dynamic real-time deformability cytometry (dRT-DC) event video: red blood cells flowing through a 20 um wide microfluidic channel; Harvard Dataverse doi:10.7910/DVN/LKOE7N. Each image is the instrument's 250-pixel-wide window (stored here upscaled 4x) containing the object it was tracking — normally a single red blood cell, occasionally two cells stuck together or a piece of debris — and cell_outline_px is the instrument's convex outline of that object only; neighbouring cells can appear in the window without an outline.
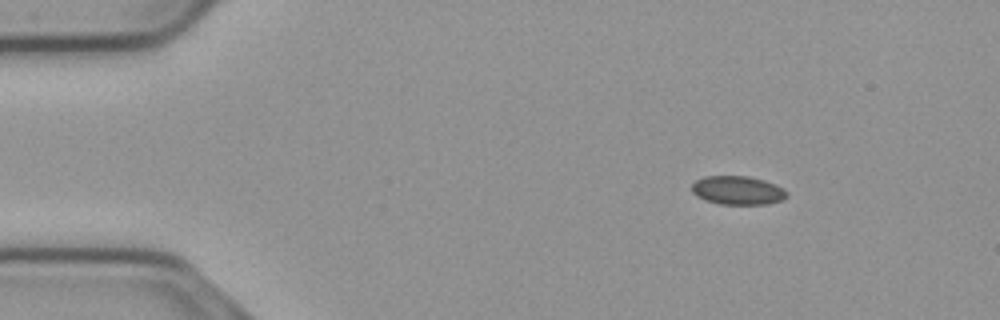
{"species": "common noctule bat (a hibernating species)", "species_latin": "Nyctalus noctula", "temperature_condition": "cold", "stored_images_in_passage": 49, "camera_frame_rate_fps": 3000, "um_per_image_px": 0.085, "animal": {"sex": "male", "body_mass_g": 23.1, "forearm_length_mm": 52.7}, "frame": {"image": 1, "passage_image": 1, "time_ms": 0.0, "image_size_px": [1000, 320], "cell_outline_px": [[788, 196], [784, 200], [768, 204], [720, 204], [704, 200], [696, 196], [692, 192], [692, 184], [696, 180], [704, 176], [748, 176], [764, 180], [784, 188], [788, 192]], "centroid_in_image_um": [62.72, 16.18], "position_along_channel_um": 22.3, "area_um2": 16.07}}
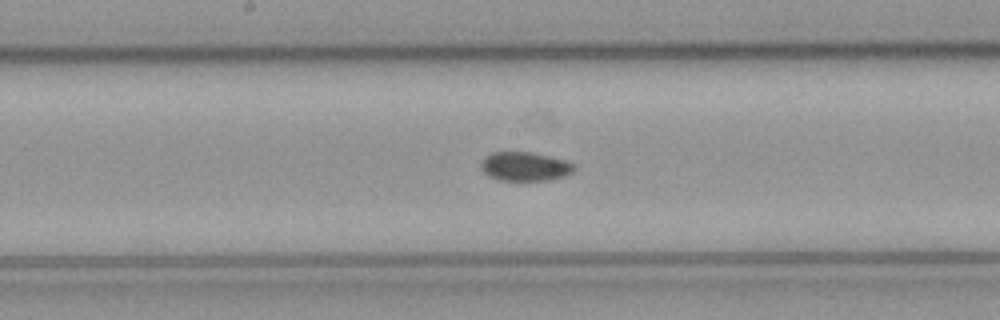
{"frame": {"image": 2, "passage_image": 22, "time_ms": 7.0, "image_size_px": [1000, 320], "cell_outline_px": [[576, 168], [572, 172], [564, 176], [548, 180], [500, 180], [488, 176], [480, 168], [480, 164], [484, 156], [492, 152], [532, 152], [564, 160], [576, 164]], "centroid_in_image_um": [44.6, 14.14], "position_along_channel_um": 203.6, "area_um2": 15.78}}
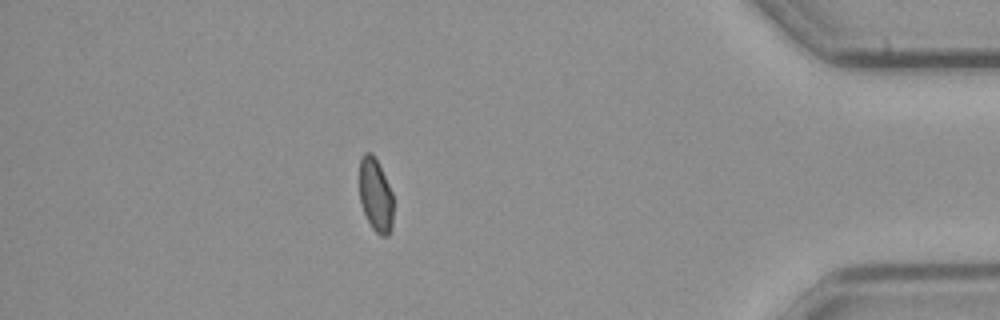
{"frame": {"image": 3, "passage_image": 42, "time_ms": 13.667, "image_size_px": [1000, 320], "cell_outline_px": [[392, 228], [388, 236], [380, 236], [372, 228], [364, 212], [360, 200], [360, 160], [364, 152], [372, 152], [392, 192]], "centroid_in_image_um": [31.92, 16.61], "position_along_channel_um": 403.3, "area_um2": 14.28}}